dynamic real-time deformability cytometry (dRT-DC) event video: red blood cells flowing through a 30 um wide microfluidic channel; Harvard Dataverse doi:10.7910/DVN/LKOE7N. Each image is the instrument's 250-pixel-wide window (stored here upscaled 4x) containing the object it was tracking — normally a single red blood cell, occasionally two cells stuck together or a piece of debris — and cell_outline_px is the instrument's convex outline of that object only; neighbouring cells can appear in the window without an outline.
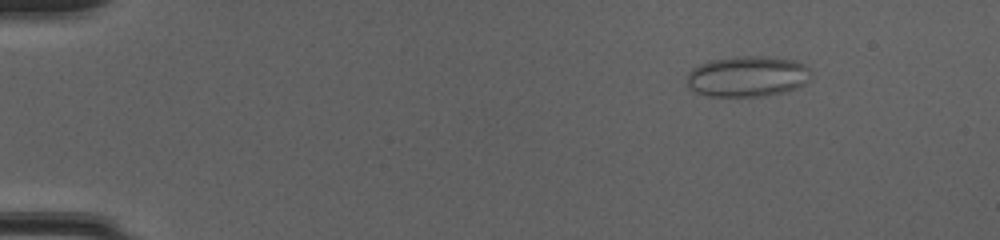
{"species": "common noctule bat (a hibernating species)", "species_latin": "Nyctalus noctula", "temperature_condition": "cold", "stored_images_in_passage": 49, "camera_frame_rate_fps": 3000, "um_per_image_px": 0.085, "animal": {"sex": "female", "body_mass_g": 20.0, "forearm_length_mm": 54.0}, "frame": {"image": 1, "passage_image": 7, "time_ms": 2.0, "image_size_px": [1000, 240], "cell_outline_px": [[812, 72], [808, 80], [804, 84], [796, 88], [764, 96], [708, 96], [696, 92], [688, 84], [688, 72], [692, 68], [700, 64], [712, 60], [736, 56], [764, 56], [796, 60], [804, 64]], "centroid_in_image_um": [63.55, 6.48], "position_along_channel_um": 21.4, "area_um2": 29.36}}
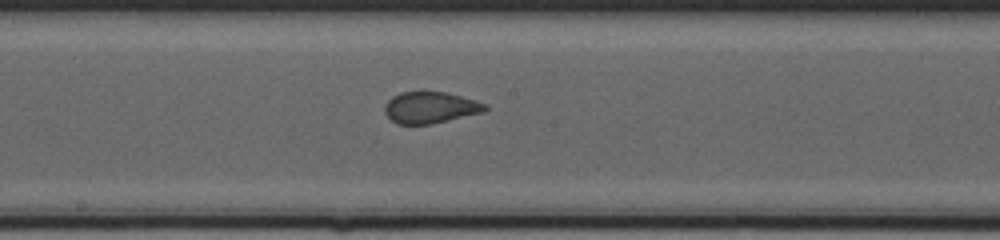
{"frame": {"image": 2, "passage_image": 28, "time_ms": 9.0, "image_size_px": [1000, 240], "cell_outline_px": [[488, 108], [484, 112], [432, 124], [396, 124], [384, 112], [384, 104], [392, 96], [400, 92], [444, 92], [460, 96], [488, 104]], "centroid_in_image_um": [36.57, 9.15], "position_along_channel_um": 211.6, "area_um2": 18.44}}
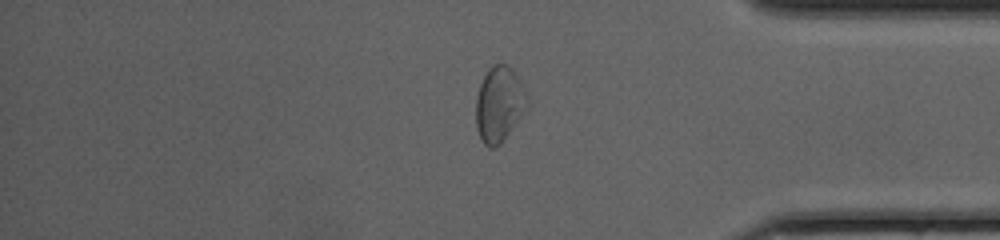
{"frame": {"image": 3, "passage_image": 42, "time_ms": 13.667, "image_size_px": [1000, 240], "cell_outline_px": [[528, 104], [524, 112], [500, 144], [496, 148], [488, 148], [480, 140], [476, 128], [476, 96], [480, 84], [488, 68], [492, 64], [504, 64], [516, 76], [528, 92]], "centroid_in_image_um": [42.41, 8.89], "position_along_channel_um": 392.8, "area_um2": 22.48}}